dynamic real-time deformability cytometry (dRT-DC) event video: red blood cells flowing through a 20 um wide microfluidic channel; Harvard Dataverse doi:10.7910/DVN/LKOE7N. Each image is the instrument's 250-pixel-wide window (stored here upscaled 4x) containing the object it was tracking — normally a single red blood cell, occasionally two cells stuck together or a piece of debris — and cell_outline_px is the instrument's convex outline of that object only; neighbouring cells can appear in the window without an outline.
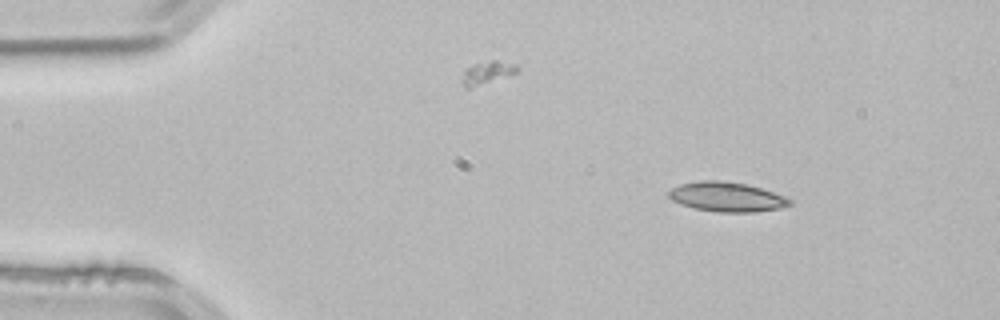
{"species": "common noctule bat (a hibernating species)", "species_latin": "Nyctalus noctula", "temperature_condition": "room temperature", "stored_images_in_passage": 3, "camera_frame_rate_fps": 3000, "um_per_image_px": 0.085, "animal": {"sex": "male", "body_mass_g": 21.5, "forearm_length_mm": 52.0}, "frame": {"image": 1, "passage_image": 1, "time_ms": 0.0, "image_size_px": [1000, 320], "cell_outline_px": [[792, 204], [780, 208], [756, 212], [720, 212], [692, 208], [680, 204], [672, 200], [668, 196], [668, 192], [672, 188], [680, 184], [700, 180], [716, 180], [744, 184], [760, 188], [784, 196], [792, 200]], "centroid_in_image_um": [61.75, 16.74], "position_along_channel_um": 23.2, "area_um2": 20.75}}
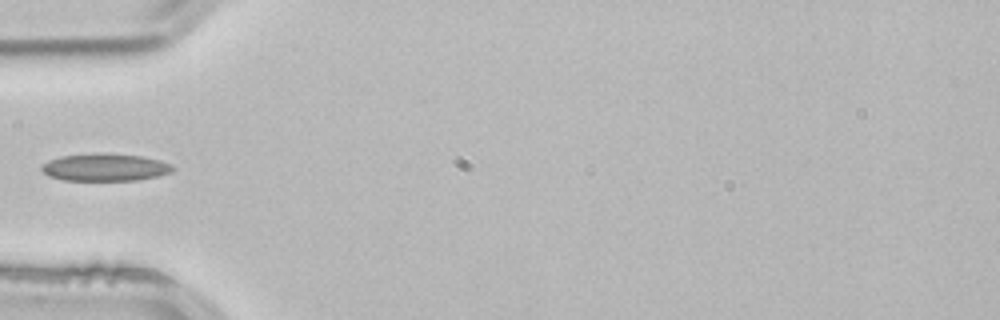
{"frame": {"image": 2, "passage_image": 3, "time_ms": 0.667, "image_size_px": [1000, 320], "cell_outline_px": [[176, 168], [168, 172], [156, 176], [136, 180], [64, 180], [48, 176], [40, 168], [48, 160], [60, 156], [100, 152], [140, 156], [160, 160], [172, 164]], "centroid_in_image_um": [8.91, 14.21], "position_along_channel_um": 76.1, "area_um2": 20.92}}